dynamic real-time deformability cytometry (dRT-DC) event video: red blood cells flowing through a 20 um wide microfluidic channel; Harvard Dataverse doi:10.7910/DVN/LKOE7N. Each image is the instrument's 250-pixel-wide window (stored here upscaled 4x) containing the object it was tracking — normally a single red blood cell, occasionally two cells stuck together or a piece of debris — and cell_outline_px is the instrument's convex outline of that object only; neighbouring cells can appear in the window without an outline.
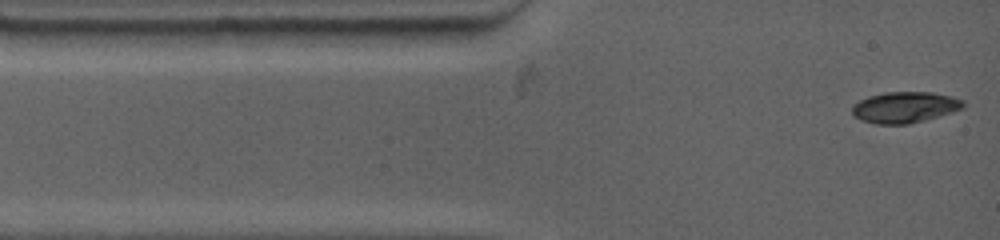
{"species": "common noctule bat (a hibernating species)", "species_latin": "Nyctalus noctula", "temperature_condition": "warm", "stored_images_in_passage": 16, "camera_frame_rate_fps": 4500, "um_per_image_px": 0.085, "animal": {"sex": "female", "body_mass_g": 19.0, "forearm_length_mm": 53.3}, "frame": {"image": 1, "passage_image": 1, "time_ms": 0.0, "image_size_px": [1000, 240], "cell_outline_px": [[964, 108], [952, 112], [924, 120], [908, 124], [876, 124], [860, 120], [852, 116], [852, 108], [860, 100], [868, 96], [884, 92], [932, 92], [952, 96], [964, 100]], "centroid_in_image_um": [76.91, 9.12], "position_along_channel_um": 8.1, "area_um2": 20.17}}
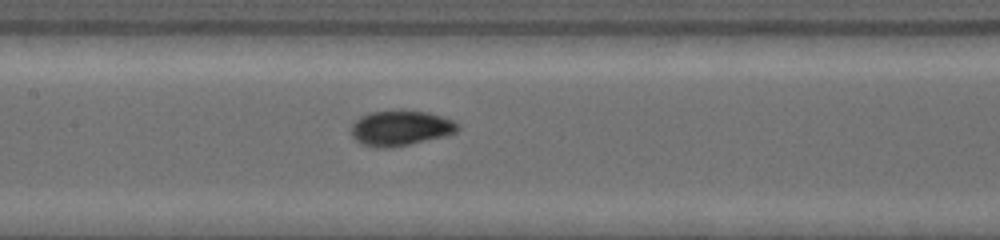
{"frame": {"image": 2, "passage_image": 10, "time_ms": 5.333, "image_size_px": [1000, 240], "cell_outline_px": [[460, 128], [456, 132], [448, 136], [392, 148], [376, 148], [360, 144], [352, 136], [352, 124], [360, 116], [368, 112], [428, 112], [452, 120], [460, 124]], "centroid_in_image_um": [34.06, 10.93], "position_along_channel_um": 173.3, "area_um2": 21.79}}
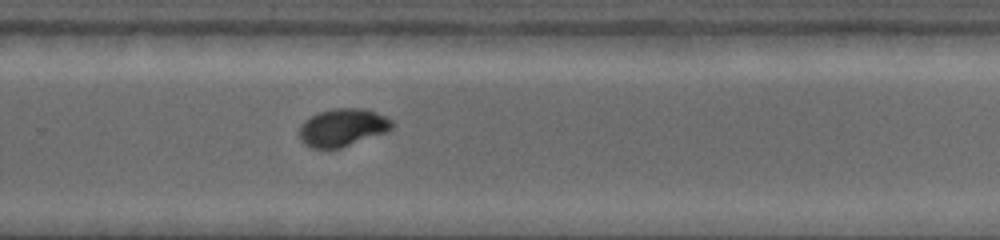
{"frame": {"image": 3, "passage_image": 16, "time_ms": 8.667, "image_size_px": [1000, 240], "cell_outline_px": [[396, 124], [388, 132], [340, 148], [312, 148], [304, 144], [300, 140], [300, 124], [304, 120], [320, 112], [336, 108], [364, 108], [376, 112], [392, 120]], "centroid_in_image_um": [29.15, 10.84], "position_along_channel_um": 300.7, "area_um2": 20.46}}